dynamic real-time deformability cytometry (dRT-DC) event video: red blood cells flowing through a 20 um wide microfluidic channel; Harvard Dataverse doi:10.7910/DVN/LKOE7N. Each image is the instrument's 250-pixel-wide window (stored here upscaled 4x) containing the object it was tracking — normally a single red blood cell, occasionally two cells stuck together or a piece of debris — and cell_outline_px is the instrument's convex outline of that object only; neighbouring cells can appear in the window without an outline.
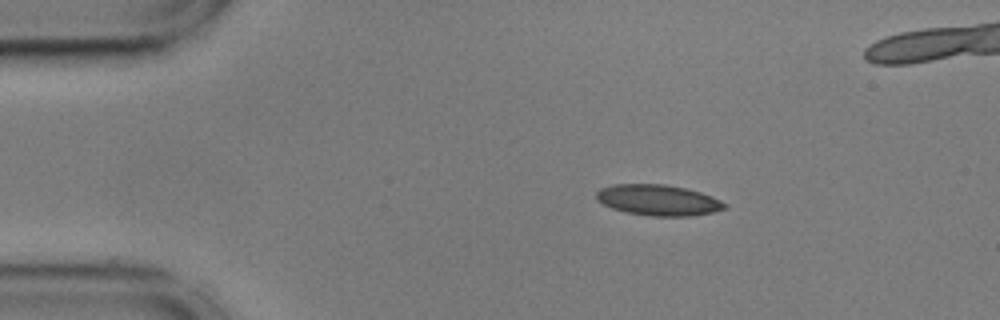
{"species": "common noctule bat (a hibernating species)", "species_latin": "Nyctalus noctula", "temperature_condition": "cold", "stored_images_in_passage": 47, "camera_frame_rate_fps": 3000, "um_per_image_px": 0.085, "animal": {"sex": "male", "body_mass_g": 17.9, "forearm_length_mm": 54.2}, "frame": {"image": 1, "passage_image": 1, "time_ms": 0.0, "image_size_px": [1000, 320], "cell_outline_px": [[728, 208], [712, 212], [688, 216], [652, 216], [628, 212], [612, 208], [596, 200], [596, 192], [600, 188], [612, 184], [664, 184], [684, 188], [700, 192], [712, 196], [728, 204]], "centroid_in_image_um": [55.95, 17.0], "position_along_channel_um": 29.1, "area_um2": 23.0}}
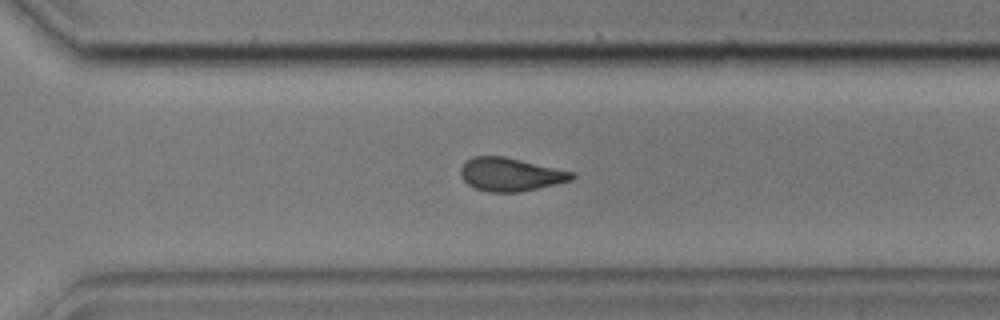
{"frame": {"image": 2, "passage_image": 30, "time_ms": 9.667, "image_size_px": [1000, 320], "cell_outline_px": [[576, 176], [572, 180], [520, 192], [488, 192], [476, 188], [468, 184], [460, 176], [460, 168], [472, 156], [504, 156], [572, 172]], "centroid_in_image_um": [43.36, 14.83], "position_along_channel_um": 327.2, "area_um2": 21.33}}
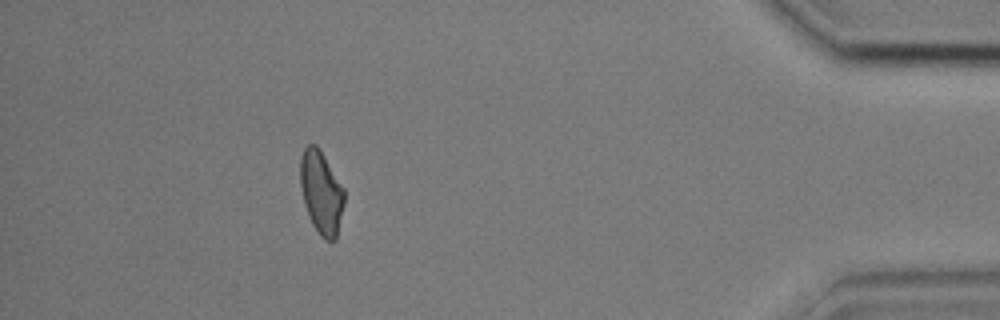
{"frame": {"image": 3, "passage_image": 41, "time_ms": 13.333, "image_size_px": [1000, 320], "cell_outline_px": [[344, 204], [336, 240], [332, 244], [324, 240], [320, 236], [312, 224], [308, 216], [304, 204], [300, 184], [300, 160], [304, 148], [308, 144], [316, 144], [320, 148], [344, 188]], "centroid_in_image_um": [27.31, 16.39], "position_along_channel_um": 407.9, "area_um2": 21.68}, "authors_computed_cell_mechanics": {"area_um2": 21.8484, "velocity_mm_per_s": 3.6156, "shape_relaxation_time_tau1_ms": null, "shape_relaxation_time_tau2_ms": 3.9352, "deformation_change_tau1": null, "deformation_change_tau2": 0.1229}}